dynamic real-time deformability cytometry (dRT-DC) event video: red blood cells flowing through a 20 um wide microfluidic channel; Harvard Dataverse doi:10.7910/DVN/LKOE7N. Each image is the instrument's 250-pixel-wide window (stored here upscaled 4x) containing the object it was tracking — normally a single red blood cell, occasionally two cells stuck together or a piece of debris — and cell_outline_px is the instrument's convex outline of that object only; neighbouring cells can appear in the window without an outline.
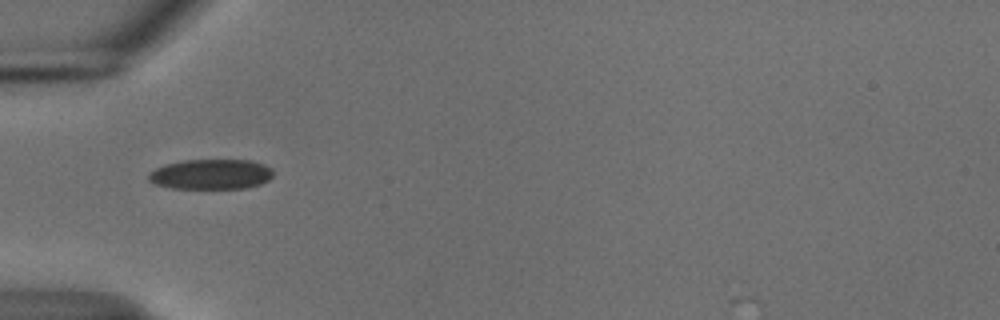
{"species": "common noctule bat (a hibernating species)", "species_latin": "Nyctalus noctula", "temperature_condition": "cold", "stored_images_in_passage": 3, "camera_frame_rate_fps": 3000, "um_per_image_px": 0.085, "animal": {"sex": "male", "body_mass_g": 18.8}, "frame": {"image": 1, "passage_image": 1, "time_ms": 0.0, "image_size_px": [1000, 320], "cell_outline_px": [[272, 176], [268, 180], [260, 184], [244, 188], [172, 188], [156, 184], [148, 180], [148, 176], [156, 168], [164, 164], [184, 160], [252, 160], [264, 164], [272, 168]], "centroid_in_image_um": [17.95, 14.8], "position_along_channel_um": 67.1, "area_um2": 21.79}}